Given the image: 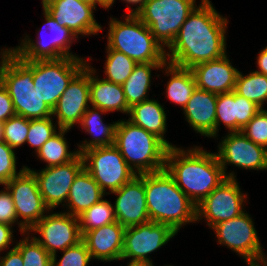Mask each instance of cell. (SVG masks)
Listing matches in <instances>:
<instances>
[{
	"label": "cell",
	"instance_id": "44",
	"mask_svg": "<svg viewBox=\"0 0 267 266\" xmlns=\"http://www.w3.org/2000/svg\"><path fill=\"white\" fill-rule=\"evenodd\" d=\"M13 226L6 224V223H0V255L1 252L5 249L9 250V246L12 245L14 240L13 232L14 230Z\"/></svg>",
	"mask_w": 267,
	"mask_h": 266
},
{
	"label": "cell",
	"instance_id": "4",
	"mask_svg": "<svg viewBox=\"0 0 267 266\" xmlns=\"http://www.w3.org/2000/svg\"><path fill=\"white\" fill-rule=\"evenodd\" d=\"M114 146L136 175L165 169L168 146L156 135L128 119L118 120Z\"/></svg>",
	"mask_w": 267,
	"mask_h": 266
},
{
	"label": "cell",
	"instance_id": "26",
	"mask_svg": "<svg viewBox=\"0 0 267 266\" xmlns=\"http://www.w3.org/2000/svg\"><path fill=\"white\" fill-rule=\"evenodd\" d=\"M106 194L91 174L83 168L71 185L65 207L72 216L78 217L93 204L99 202Z\"/></svg>",
	"mask_w": 267,
	"mask_h": 266
},
{
	"label": "cell",
	"instance_id": "9",
	"mask_svg": "<svg viewBox=\"0 0 267 266\" xmlns=\"http://www.w3.org/2000/svg\"><path fill=\"white\" fill-rule=\"evenodd\" d=\"M45 23L38 30V39H31L29 35L23 36L19 46L11 48V51L16 54L21 60H47L60 59L64 57L80 58L70 52V47L78 37L67 27L57 23L46 10L43 9ZM45 30V31H44ZM51 33L50 39H44V33ZM49 35V34H48ZM76 38V39H75Z\"/></svg>",
	"mask_w": 267,
	"mask_h": 266
},
{
	"label": "cell",
	"instance_id": "40",
	"mask_svg": "<svg viewBox=\"0 0 267 266\" xmlns=\"http://www.w3.org/2000/svg\"><path fill=\"white\" fill-rule=\"evenodd\" d=\"M243 133L255 144L267 149V110L261 109L249 122L242 128Z\"/></svg>",
	"mask_w": 267,
	"mask_h": 266
},
{
	"label": "cell",
	"instance_id": "31",
	"mask_svg": "<svg viewBox=\"0 0 267 266\" xmlns=\"http://www.w3.org/2000/svg\"><path fill=\"white\" fill-rule=\"evenodd\" d=\"M68 132L69 129H59L36 154L40 161L47 163L45 168L69 163L79 155L78 150L68 151L69 144L64 137Z\"/></svg>",
	"mask_w": 267,
	"mask_h": 266
},
{
	"label": "cell",
	"instance_id": "52",
	"mask_svg": "<svg viewBox=\"0 0 267 266\" xmlns=\"http://www.w3.org/2000/svg\"><path fill=\"white\" fill-rule=\"evenodd\" d=\"M50 1H51V0H41L42 7H43L46 3L50 2Z\"/></svg>",
	"mask_w": 267,
	"mask_h": 266
},
{
	"label": "cell",
	"instance_id": "39",
	"mask_svg": "<svg viewBox=\"0 0 267 266\" xmlns=\"http://www.w3.org/2000/svg\"><path fill=\"white\" fill-rule=\"evenodd\" d=\"M16 154L6 142L0 141V185H5L13 177L20 175L27 166L17 171Z\"/></svg>",
	"mask_w": 267,
	"mask_h": 266
},
{
	"label": "cell",
	"instance_id": "2",
	"mask_svg": "<svg viewBox=\"0 0 267 266\" xmlns=\"http://www.w3.org/2000/svg\"><path fill=\"white\" fill-rule=\"evenodd\" d=\"M187 149L168 148L165 169L197 206L227 177L215 152H207L199 146Z\"/></svg>",
	"mask_w": 267,
	"mask_h": 266
},
{
	"label": "cell",
	"instance_id": "19",
	"mask_svg": "<svg viewBox=\"0 0 267 266\" xmlns=\"http://www.w3.org/2000/svg\"><path fill=\"white\" fill-rule=\"evenodd\" d=\"M44 10L61 26L80 36L98 35L102 26L94 18L96 6L82 0H51Z\"/></svg>",
	"mask_w": 267,
	"mask_h": 266
},
{
	"label": "cell",
	"instance_id": "47",
	"mask_svg": "<svg viewBox=\"0 0 267 266\" xmlns=\"http://www.w3.org/2000/svg\"><path fill=\"white\" fill-rule=\"evenodd\" d=\"M127 266H154L153 262L129 260Z\"/></svg>",
	"mask_w": 267,
	"mask_h": 266
},
{
	"label": "cell",
	"instance_id": "41",
	"mask_svg": "<svg viewBox=\"0 0 267 266\" xmlns=\"http://www.w3.org/2000/svg\"><path fill=\"white\" fill-rule=\"evenodd\" d=\"M3 190L0 191V223L9 225L18 224L19 231L23 235L28 232L17 219L15 205L9 190L3 185Z\"/></svg>",
	"mask_w": 267,
	"mask_h": 266
},
{
	"label": "cell",
	"instance_id": "24",
	"mask_svg": "<svg viewBox=\"0 0 267 266\" xmlns=\"http://www.w3.org/2000/svg\"><path fill=\"white\" fill-rule=\"evenodd\" d=\"M217 94L196 87L183 108L185 120L201 136L216 137Z\"/></svg>",
	"mask_w": 267,
	"mask_h": 266
},
{
	"label": "cell",
	"instance_id": "28",
	"mask_svg": "<svg viewBox=\"0 0 267 266\" xmlns=\"http://www.w3.org/2000/svg\"><path fill=\"white\" fill-rule=\"evenodd\" d=\"M107 113L104 110L93 107H88L87 111L82 116L80 127L82 130L92 136L91 140H84L82 144L78 145V152L81 154L83 151L94 148L114 145L115 131L118 121L105 124L101 115Z\"/></svg>",
	"mask_w": 267,
	"mask_h": 266
},
{
	"label": "cell",
	"instance_id": "14",
	"mask_svg": "<svg viewBox=\"0 0 267 266\" xmlns=\"http://www.w3.org/2000/svg\"><path fill=\"white\" fill-rule=\"evenodd\" d=\"M47 213L28 232L39 233L40 236L33 237L53 256L68 247L77 245L82 241L79 227V219L65 212ZM53 212V213H52Z\"/></svg>",
	"mask_w": 267,
	"mask_h": 266
},
{
	"label": "cell",
	"instance_id": "38",
	"mask_svg": "<svg viewBox=\"0 0 267 266\" xmlns=\"http://www.w3.org/2000/svg\"><path fill=\"white\" fill-rule=\"evenodd\" d=\"M60 260L57 259V253L52 256V266H87L92 260L86 244L80 241L77 245L68 247L62 251Z\"/></svg>",
	"mask_w": 267,
	"mask_h": 266
},
{
	"label": "cell",
	"instance_id": "12",
	"mask_svg": "<svg viewBox=\"0 0 267 266\" xmlns=\"http://www.w3.org/2000/svg\"><path fill=\"white\" fill-rule=\"evenodd\" d=\"M236 180L227 178L197 205L196 221L199 222L203 218L211 228L245 212L243 206L247 200V193L241 191Z\"/></svg>",
	"mask_w": 267,
	"mask_h": 266
},
{
	"label": "cell",
	"instance_id": "42",
	"mask_svg": "<svg viewBox=\"0 0 267 266\" xmlns=\"http://www.w3.org/2000/svg\"><path fill=\"white\" fill-rule=\"evenodd\" d=\"M16 115L13 102L5 87L0 82V122Z\"/></svg>",
	"mask_w": 267,
	"mask_h": 266
},
{
	"label": "cell",
	"instance_id": "34",
	"mask_svg": "<svg viewBox=\"0 0 267 266\" xmlns=\"http://www.w3.org/2000/svg\"><path fill=\"white\" fill-rule=\"evenodd\" d=\"M104 74L107 81L122 85L133 72L137 63L127 55L113 49H106Z\"/></svg>",
	"mask_w": 267,
	"mask_h": 266
},
{
	"label": "cell",
	"instance_id": "30",
	"mask_svg": "<svg viewBox=\"0 0 267 266\" xmlns=\"http://www.w3.org/2000/svg\"><path fill=\"white\" fill-rule=\"evenodd\" d=\"M166 63H140L137 64L131 75L122 84L126 102L129 107L141 103L148 98L151 87V71L162 70Z\"/></svg>",
	"mask_w": 267,
	"mask_h": 266
},
{
	"label": "cell",
	"instance_id": "27",
	"mask_svg": "<svg viewBox=\"0 0 267 266\" xmlns=\"http://www.w3.org/2000/svg\"><path fill=\"white\" fill-rule=\"evenodd\" d=\"M129 121L160 138L169 148L175 147L167 139V115L164 107L155 99H147L130 107Z\"/></svg>",
	"mask_w": 267,
	"mask_h": 266
},
{
	"label": "cell",
	"instance_id": "18",
	"mask_svg": "<svg viewBox=\"0 0 267 266\" xmlns=\"http://www.w3.org/2000/svg\"><path fill=\"white\" fill-rule=\"evenodd\" d=\"M90 104L89 63L71 80L52 110L58 126L71 129L80 124Z\"/></svg>",
	"mask_w": 267,
	"mask_h": 266
},
{
	"label": "cell",
	"instance_id": "21",
	"mask_svg": "<svg viewBox=\"0 0 267 266\" xmlns=\"http://www.w3.org/2000/svg\"><path fill=\"white\" fill-rule=\"evenodd\" d=\"M196 86L215 94L234 91L239 70L225 54L223 57L203 62L191 68Z\"/></svg>",
	"mask_w": 267,
	"mask_h": 266
},
{
	"label": "cell",
	"instance_id": "45",
	"mask_svg": "<svg viewBox=\"0 0 267 266\" xmlns=\"http://www.w3.org/2000/svg\"><path fill=\"white\" fill-rule=\"evenodd\" d=\"M256 59L258 69L255 71L267 76V46L258 53Z\"/></svg>",
	"mask_w": 267,
	"mask_h": 266
},
{
	"label": "cell",
	"instance_id": "53",
	"mask_svg": "<svg viewBox=\"0 0 267 266\" xmlns=\"http://www.w3.org/2000/svg\"><path fill=\"white\" fill-rule=\"evenodd\" d=\"M262 266H267V256H265V259H264Z\"/></svg>",
	"mask_w": 267,
	"mask_h": 266
},
{
	"label": "cell",
	"instance_id": "6",
	"mask_svg": "<svg viewBox=\"0 0 267 266\" xmlns=\"http://www.w3.org/2000/svg\"><path fill=\"white\" fill-rule=\"evenodd\" d=\"M0 82L11 97L16 115L29 120L52 116V109L34 90L32 61L21 60L10 51L0 66Z\"/></svg>",
	"mask_w": 267,
	"mask_h": 266
},
{
	"label": "cell",
	"instance_id": "10",
	"mask_svg": "<svg viewBox=\"0 0 267 266\" xmlns=\"http://www.w3.org/2000/svg\"><path fill=\"white\" fill-rule=\"evenodd\" d=\"M246 211L236 218L211 227L217 242L233 250L248 266H262L265 253L258 238L254 221Z\"/></svg>",
	"mask_w": 267,
	"mask_h": 266
},
{
	"label": "cell",
	"instance_id": "11",
	"mask_svg": "<svg viewBox=\"0 0 267 266\" xmlns=\"http://www.w3.org/2000/svg\"><path fill=\"white\" fill-rule=\"evenodd\" d=\"M81 155L84 168L106 195L118 190L136 176L114 145L90 148Z\"/></svg>",
	"mask_w": 267,
	"mask_h": 266
},
{
	"label": "cell",
	"instance_id": "5",
	"mask_svg": "<svg viewBox=\"0 0 267 266\" xmlns=\"http://www.w3.org/2000/svg\"><path fill=\"white\" fill-rule=\"evenodd\" d=\"M108 25L106 49L122 52L137 64L167 63V49L136 14H127L124 21L110 18Z\"/></svg>",
	"mask_w": 267,
	"mask_h": 266
},
{
	"label": "cell",
	"instance_id": "15",
	"mask_svg": "<svg viewBox=\"0 0 267 266\" xmlns=\"http://www.w3.org/2000/svg\"><path fill=\"white\" fill-rule=\"evenodd\" d=\"M12 195L17 219L29 231L50 209L46 206L39 191L34 174L27 168L5 184Z\"/></svg>",
	"mask_w": 267,
	"mask_h": 266
},
{
	"label": "cell",
	"instance_id": "46",
	"mask_svg": "<svg viewBox=\"0 0 267 266\" xmlns=\"http://www.w3.org/2000/svg\"><path fill=\"white\" fill-rule=\"evenodd\" d=\"M127 5L128 4H133V5H137V7L133 8H129V6H127V14H137L144 6L145 2L147 0H123Z\"/></svg>",
	"mask_w": 267,
	"mask_h": 266
},
{
	"label": "cell",
	"instance_id": "22",
	"mask_svg": "<svg viewBox=\"0 0 267 266\" xmlns=\"http://www.w3.org/2000/svg\"><path fill=\"white\" fill-rule=\"evenodd\" d=\"M261 110L254 102L234 91L217 94L216 137L223 123L228 132H241L248 122Z\"/></svg>",
	"mask_w": 267,
	"mask_h": 266
},
{
	"label": "cell",
	"instance_id": "32",
	"mask_svg": "<svg viewBox=\"0 0 267 266\" xmlns=\"http://www.w3.org/2000/svg\"><path fill=\"white\" fill-rule=\"evenodd\" d=\"M234 92L264 109L267 102V76L256 71L244 75L239 71Z\"/></svg>",
	"mask_w": 267,
	"mask_h": 266
},
{
	"label": "cell",
	"instance_id": "20",
	"mask_svg": "<svg viewBox=\"0 0 267 266\" xmlns=\"http://www.w3.org/2000/svg\"><path fill=\"white\" fill-rule=\"evenodd\" d=\"M112 194L117 197L113 205L116 220L124 228L150 222L144 188V174L136 175L130 182Z\"/></svg>",
	"mask_w": 267,
	"mask_h": 266
},
{
	"label": "cell",
	"instance_id": "33",
	"mask_svg": "<svg viewBox=\"0 0 267 266\" xmlns=\"http://www.w3.org/2000/svg\"><path fill=\"white\" fill-rule=\"evenodd\" d=\"M78 219L81 235L117 221L111 201L104 198L85 210Z\"/></svg>",
	"mask_w": 267,
	"mask_h": 266
},
{
	"label": "cell",
	"instance_id": "35",
	"mask_svg": "<svg viewBox=\"0 0 267 266\" xmlns=\"http://www.w3.org/2000/svg\"><path fill=\"white\" fill-rule=\"evenodd\" d=\"M30 234V232L24 233V238L15 245L22 255L23 266H52V256Z\"/></svg>",
	"mask_w": 267,
	"mask_h": 266
},
{
	"label": "cell",
	"instance_id": "25",
	"mask_svg": "<svg viewBox=\"0 0 267 266\" xmlns=\"http://www.w3.org/2000/svg\"><path fill=\"white\" fill-rule=\"evenodd\" d=\"M96 69L89 64V90L90 104L105 112L120 111L123 114L129 113L123 86L98 78Z\"/></svg>",
	"mask_w": 267,
	"mask_h": 266
},
{
	"label": "cell",
	"instance_id": "49",
	"mask_svg": "<svg viewBox=\"0 0 267 266\" xmlns=\"http://www.w3.org/2000/svg\"><path fill=\"white\" fill-rule=\"evenodd\" d=\"M11 51V48H1V51H0V66L3 62V59L6 57V55Z\"/></svg>",
	"mask_w": 267,
	"mask_h": 266
},
{
	"label": "cell",
	"instance_id": "13",
	"mask_svg": "<svg viewBox=\"0 0 267 266\" xmlns=\"http://www.w3.org/2000/svg\"><path fill=\"white\" fill-rule=\"evenodd\" d=\"M219 141L216 155L227 178L236 179L234 171L226 172L231 164L246 170H267V149L255 144L241 132H228Z\"/></svg>",
	"mask_w": 267,
	"mask_h": 266
},
{
	"label": "cell",
	"instance_id": "16",
	"mask_svg": "<svg viewBox=\"0 0 267 266\" xmlns=\"http://www.w3.org/2000/svg\"><path fill=\"white\" fill-rule=\"evenodd\" d=\"M83 168L84 162L81 154L69 163L43 168L41 171L27 166V169L36 177L39 191L50 210H54L62 203V206H65L71 185Z\"/></svg>",
	"mask_w": 267,
	"mask_h": 266
},
{
	"label": "cell",
	"instance_id": "48",
	"mask_svg": "<svg viewBox=\"0 0 267 266\" xmlns=\"http://www.w3.org/2000/svg\"><path fill=\"white\" fill-rule=\"evenodd\" d=\"M115 0H98V5L101 6L104 9L111 8V6L114 4Z\"/></svg>",
	"mask_w": 267,
	"mask_h": 266
},
{
	"label": "cell",
	"instance_id": "3",
	"mask_svg": "<svg viewBox=\"0 0 267 266\" xmlns=\"http://www.w3.org/2000/svg\"><path fill=\"white\" fill-rule=\"evenodd\" d=\"M146 203L151 222L169 225L176 233L189 223H196V205L163 169L144 174Z\"/></svg>",
	"mask_w": 267,
	"mask_h": 266
},
{
	"label": "cell",
	"instance_id": "37",
	"mask_svg": "<svg viewBox=\"0 0 267 266\" xmlns=\"http://www.w3.org/2000/svg\"><path fill=\"white\" fill-rule=\"evenodd\" d=\"M30 120L14 115L3 122V141L15 149L26 143Z\"/></svg>",
	"mask_w": 267,
	"mask_h": 266
},
{
	"label": "cell",
	"instance_id": "51",
	"mask_svg": "<svg viewBox=\"0 0 267 266\" xmlns=\"http://www.w3.org/2000/svg\"><path fill=\"white\" fill-rule=\"evenodd\" d=\"M82 1L88 2V3L95 5V6H97V4H98V0H82Z\"/></svg>",
	"mask_w": 267,
	"mask_h": 266
},
{
	"label": "cell",
	"instance_id": "8",
	"mask_svg": "<svg viewBox=\"0 0 267 266\" xmlns=\"http://www.w3.org/2000/svg\"><path fill=\"white\" fill-rule=\"evenodd\" d=\"M81 58L33 60L32 75L34 90L52 110L71 80L86 66Z\"/></svg>",
	"mask_w": 267,
	"mask_h": 266
},
{
	"label": "cell",
	"instance_id": "36",
	"mask_svg": "<svg viewBox=\"0 0 267 266\" xmlns=\"http://www.w3.org/2000/svg\"><path fill=\"white\" fill-rule=\"evenodd\" d=\"M54 118L52 116L42 119H31L29 125V131L26 138L28 143L36 152L41 149L48 139L57 133V129H61L58 124L53 123Z\"/></svg>",
	"mask_w": 267,
	"mask_h": 266
},
{
	"label": "cell",
	"instance_id": "43",
	"mask_svg": "<svg viewBox=\"0 0 267 266\" xmlns=\"http://www.w3.org/2000/svg\"><path fill=\"white\" fill-rule=\"evenodd\" d=\"M0 266H23V258L20 251L13 246L4 256H0Z\"/></svg>",
	"mask_w": 267,
	"mask_h": 266
},
{
	"label": "cell",
	"instance_id": "29",
	"mask_svg": "<svg viewBox=\"0 0 267 266\" xmlns=\"http://www.w3.org/2000/svg\"><path fill=\"white\" fill-rule=\"evenodd\" d=\"M165 75L170 76L166 86V97L183 108L196 89V80L191 69L181 68L170 63L163 66Z\"/></svg>",
	"mask_w": 267,
	"mask_h": 266
},
{
	"label": "cell",
	"instance_id": "7",
	"mask_svg": "<svg viewBox=\"0 0 267 266\" xmlns=\"http://www.w3.org/2000/svg\"><path fill=\"white\" fill-rule=\"evenodd\" d=\"M196 7V0H147L136 15L166 49L174 42L182 24Z\"/></svg>",
	"mask_w": 267,
	"mask_h": 266
},
{
	"label": "cell",
	"instance_id": "50",
	"mask_svg": "<svg viewBox=\"0 0 267 266\" xmlns=\"http://www.w3.org/2000/svg\"><path fill=\"white\" fill-rule=\"evenodd\" d=\"M0 141H3V122H0Z\"/></svg>",
	"mask_w": 267,
	"mask_h": 266
},
{
	"label": "cell",
	"instance_id": "23",
	"mask_svg": "<svg viewBox=\"0 0 267 266\" xmlns=\"http://www.w3.org/2000/svg\"><path fill=\"white\" fill-rule=\"evenodd\" d=\"M126 228L117 221L85 232L82 241L91 258L102 262L121 260Z\"/></svg>",
	"mask_w": 267,
	"mask_h": 266
},
{
	"label": "cell",
	"instance_id": "17",
	"mask_svg": "<svg viewBox=\"0 0 267 266\" xmlns=\"http://www.w3.org/2000/svg\"><path fill=\"white\" fill-rule=\"evenodd\" d=\"M177 233L166 224L148 222L128 227L124 233L121 260L153 262L149 254L167 244Z\"/></svg>",
	"mask_w": 267,
	"mask_h": 266
},
{
	"label": "cell",
	"instance_id": "1",
	"mask_svg": "<svg viewBox=\"0 0 267 266\" xmlns=\"http://www.w3.org/2000/svg\"><path fill=\"white\" fill-rule=\"evenodd\" d=\"M228 21L216 11L210 0H201L166 51L167 63L191 69L197 64L223 57L227 53Z\"/></svg>",
	"mask_w": 267,
	"mask_h": 266
}]
</instances>
